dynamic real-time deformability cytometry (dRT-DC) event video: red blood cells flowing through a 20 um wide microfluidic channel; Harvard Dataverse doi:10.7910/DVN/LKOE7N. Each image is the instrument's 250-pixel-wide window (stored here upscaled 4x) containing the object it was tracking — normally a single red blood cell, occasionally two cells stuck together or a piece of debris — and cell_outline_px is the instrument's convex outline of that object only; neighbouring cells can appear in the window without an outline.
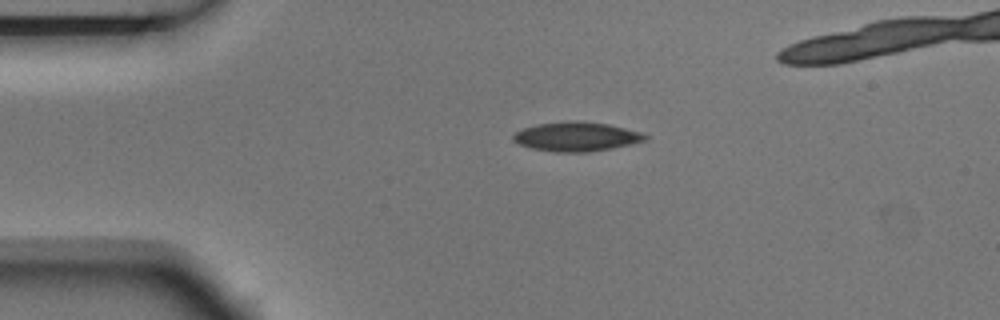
{"species": "Egyptian fruit bat (a non-hibernating species)", "species_latin": "Rousettus aegyptiacus", "temperature_condition": "room temperature", "stored_images_in_passage": 2, "camera_frame_rate_fps": 3000, "um_per_image_px": 0.085, "animal": {"sex": "male"}, "frame": {"image": 1, "passage_image": 1, "time_ms": 0.0, "image_size_px": [1000, 320], "cell_outline_px": [[648, 140], [632, 144], [612, 148], [588, 152], [556, 152], [532, 148], [520, 144], [512, 140], [512, 136], [516, 132], [524, 128], [536, 124], [568, 120], [576, 120], [608, 124], [644, 132], [648, 136]], "centroid_in_image_um": [49.04, 11.6], "position_along_channel_um": 36.0, "area_um2": 22.72}}